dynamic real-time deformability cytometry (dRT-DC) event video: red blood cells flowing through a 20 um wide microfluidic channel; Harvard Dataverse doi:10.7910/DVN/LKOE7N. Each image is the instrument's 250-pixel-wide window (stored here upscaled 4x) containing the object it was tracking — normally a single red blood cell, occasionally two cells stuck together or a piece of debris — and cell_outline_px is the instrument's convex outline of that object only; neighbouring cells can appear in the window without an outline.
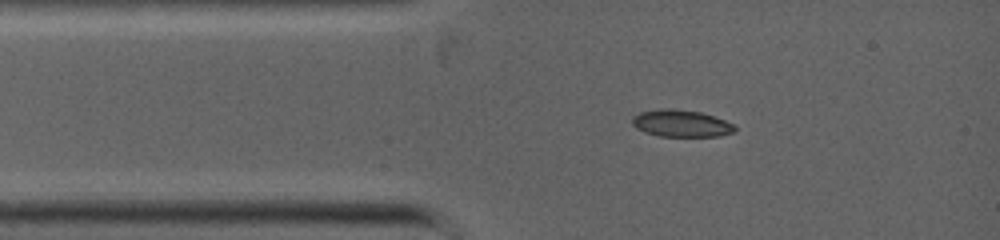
{"species": "common noctule bat (a hibernating species)", "species_latin": "Nyctalus noctula", "temperature_condition": "warm", "stored_images_in_passage": 5, "camera_frame_rate_fps": 5000, "um_per_image_px": 0.085, "animal": {"sex": "female", "body_mass_g": 19.0, "forearm_length_mm": 53.3}, "frame": {"image": 1, "passage_image": 1, "time_ms": 0.0, "image_size_px": [1000, 240], "cell_outline_px": [[736, 132], [720, 136], [660, 136], [644, 132], [636, 128], [632, 124], [632, 116], [640, 112], [660, 108], [676, 108], [700, 112], [736, 124]], "centroid_in_image_um": [57.9, 10.48], "position_along_channel_um": 27.1, "area_um2": 16.36}}